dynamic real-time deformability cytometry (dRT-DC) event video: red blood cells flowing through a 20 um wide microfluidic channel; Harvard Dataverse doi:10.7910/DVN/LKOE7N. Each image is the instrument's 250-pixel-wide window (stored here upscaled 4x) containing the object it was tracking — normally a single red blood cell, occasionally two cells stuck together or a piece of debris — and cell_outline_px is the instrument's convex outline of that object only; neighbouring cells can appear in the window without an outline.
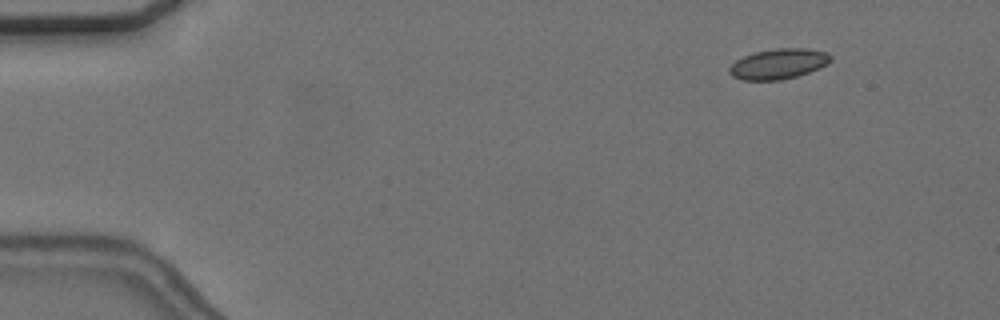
{"species": "common noctule bat (a hibernating species)", "species_latin": "Nyctalus noctula", "temperature_condition": "cold", "stored_images_in_passage": 45, "camera_frame_rate_fps": 3000, "um_per_image_px": 0.085, "animal": {"sex": "female", "body_mass_g": 24.6, "forearm_length_mm": 56.2}, "frame": {"image": 1, "passage_image": 7, "time_ms": 2.0, "image_size_px": [1000, 320], "cell_outline_px": [[832, 60], [828, 64], [820, 68], [796, 76], [780, 80], [744, 80], [732, 76], [728, 72], [728, 68], [736, 60], [752, 52], [776, 48], [804, 48], [828, 52], [832, 56]], "centroid_in_image_um": [66.18, 5.42], "position_along_channel_um": 18.8, "area_um2": 18.03}}
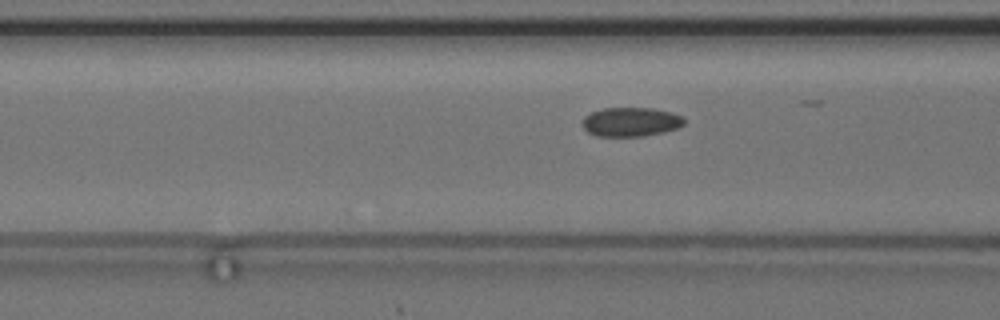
{"frame": {"image": 2, "passage_image": 23, "time_ms": 7.333, "image_size_px": [1000, 320], "cell_outline_px": [[684, 124], [676, 128], [664, 132], [644, 136], [596, 136], [588, 132], [584, 128], [584, 116], [592, 112], [604, 108], [652, 108], [672, 112], [684, 116]], "centroid_in_image_um": [53.65, 10.36], "position_along_channel_um": 113.0, "area_um2": 17.22}}
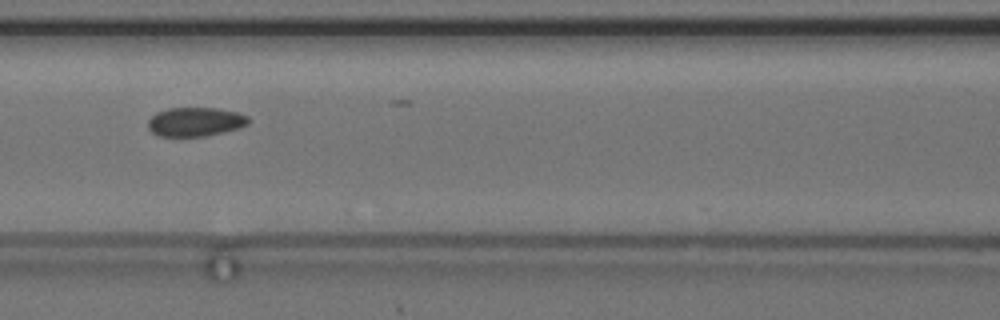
{"frame": {"image": 3, "passage_image": 26, "time_ms": 8.333, "image_size_px": [1000, 320], "cell_outline_px": [[252, 120], [248, 124], [240, 128], [204, 136], [156, 136], [148, 128], [148, 120], [156, 112], [168, 108], [216, 108], [236, 112], [248, 116]], "centroid_in_image_um": [16.6, 10.35], "position_along_channel_um": 150.0, "area_um2": 17.05}}